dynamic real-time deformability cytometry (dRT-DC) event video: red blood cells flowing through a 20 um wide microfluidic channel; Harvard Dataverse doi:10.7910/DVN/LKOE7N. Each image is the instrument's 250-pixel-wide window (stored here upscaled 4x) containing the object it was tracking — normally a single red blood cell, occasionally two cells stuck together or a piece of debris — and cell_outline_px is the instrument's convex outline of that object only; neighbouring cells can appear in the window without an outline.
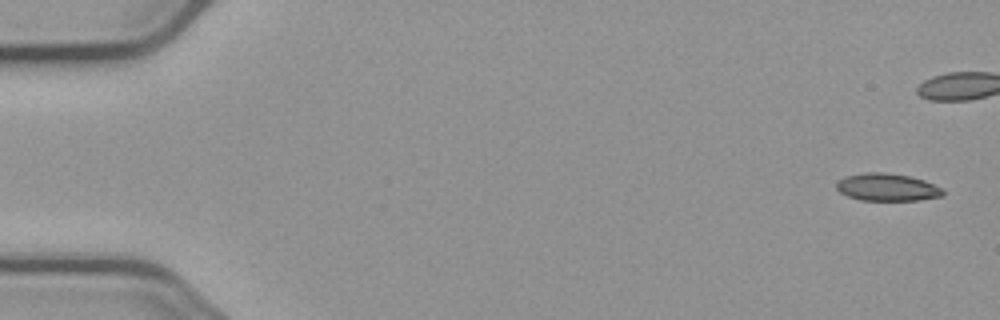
{"species": "common noctule bat (a hibernating species)", "species_latin": "Nyctalus noctula", "temperature_condition": "cold", "stored_images_in_passage": 6, "camera_frame_rate_fps": 3000, "um_per_image_px": 0.085, "animal": {"sex": "male", "body_mass_g": 23.1, "forearm_length_mm": 52.7}, "frame": {"image": 1, "passage_image": 1, "time_ms": 0.0, "image_size_px": [1000, 320], "cell_outline_px": [[944, 196], [920, 200], [860, 200], [848, 196], [840, 192], [836, 188], [836, 184], [844, 176], [868, 172], [884, 172], [908, 176], [924, 180], [944, 188]], "centroid_in_image_um": [75.44, 15.92], "position_along_channel_um": 9.6, "area_um2": 17.11}}
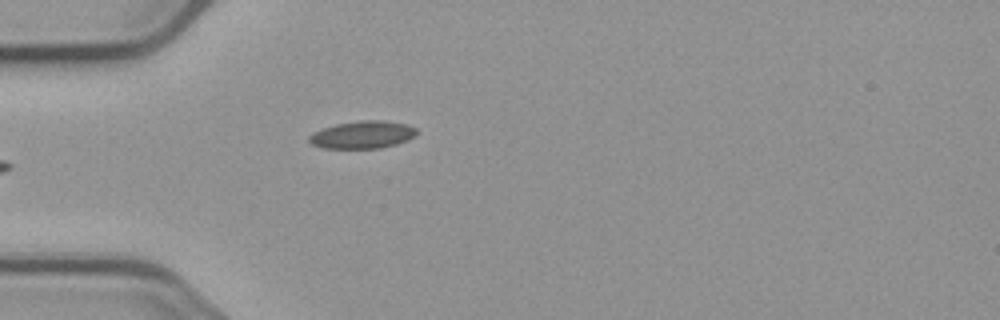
{"frame": {"image": 2, "passage_image": 6, "time_ms": 6.0, "image_size_px": [1000, 320], "cell_outline_px": [[416, 136], [408, 140], [396, 144], [380, 148], [324, 148], [312, 144], [308, 140], [308, 136], [312, 132], [336, 124], [360, 120], [384, 120], [408, 124], [416, 128]], "centroid_in_image_um": [30.83, 11.44], "position_along_channel_um": 54.2, "area_um2": 17.34}}